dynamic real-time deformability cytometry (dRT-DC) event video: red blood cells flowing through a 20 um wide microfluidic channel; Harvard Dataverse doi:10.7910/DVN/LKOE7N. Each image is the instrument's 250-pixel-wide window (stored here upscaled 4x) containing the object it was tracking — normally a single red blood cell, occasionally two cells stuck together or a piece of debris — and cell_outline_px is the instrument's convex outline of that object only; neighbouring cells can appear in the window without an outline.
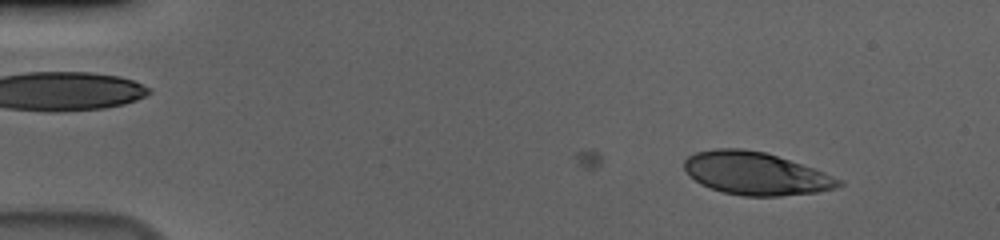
{"species": "human", "species_latin": "Homo sapiens", "temperature_condition": "cold", "stored_images_in_passage": 22, "camera_frame_rate_fps": 3000, "um_per_image_px": 0.085, "donor": {"sex": "male"}, "frame": {"image": 1, "passage_image": 4, "time_ms": 1.0, "image_size_px": [1000, 240], "cell_outline_px": [[844, 184], [832, 188], [816, 192], [780, 196], [744, 196], [724, 192], [700, 184], [688, 176], [684, 168], [684, 160], [688, 156], [696, 152], [716, 148], [740, 148], [764, 152], [824, 172], [840, 180]], "centroid_in_image_um": [64.17, 14.74], "position_along_channel_um": 20.8, "area_um2": 38.09}}
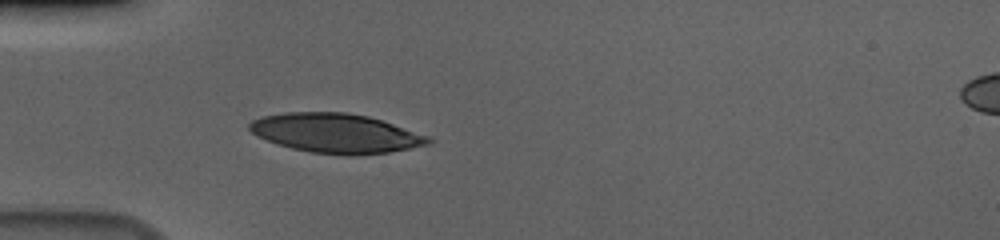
{"frame": {"image": 2, "passage_image": 15, "time_ms": 4.667, "image_size_px": [1000, 240], "cell_outline_px": [[432, 144], [388, 152], [348, 156], [312, 152], [292, 148], [276, 144], [256, 136], [248, 128], [248, 124], [252, 120], [264, 116], [284, 112], [344, 112], [368, 116], [432, 136]], "centroid_in_image_um": [28.57, 11.32], "position_along_channel_um": 56.4, "area_um2": 41.21}}